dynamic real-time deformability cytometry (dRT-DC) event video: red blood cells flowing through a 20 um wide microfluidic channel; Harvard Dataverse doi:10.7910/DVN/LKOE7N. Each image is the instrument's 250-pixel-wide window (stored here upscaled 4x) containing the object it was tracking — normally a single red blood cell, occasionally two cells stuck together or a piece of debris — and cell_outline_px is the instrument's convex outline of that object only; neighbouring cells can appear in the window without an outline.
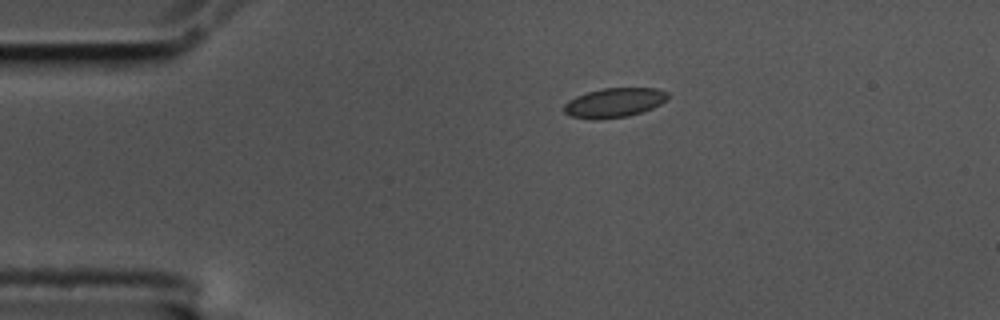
{"species": "common noctule bat (a hibernating species)", "species_latin": "Nyctalus noctula", "temperature_condition": "cold", "stored_images_in_passage": 3, "camera_frame_rate_fps": 3000, "um_per_image_px": 0.085, "animal": {"sex": "male", "body_mass_g": 17.5, "forearm_length_mm": 52.3}, "frame": {"image": 1, "passage_image": 1, "time_ms": 0.0, "image_size_px": [1000, 320], "cell_outline_px": [[668, 100], [652, 108], [628, 116], [596, 120], [568, 116], [564, 112], [564, 104], [568, 100], [576, 96], [588, 92], [604, 88], [656, 88], [668, 92]], "centroid_in_image_um": [52.2, 8.73], "position_along_channel_um": 32.8, "area_um2": 17.86}}
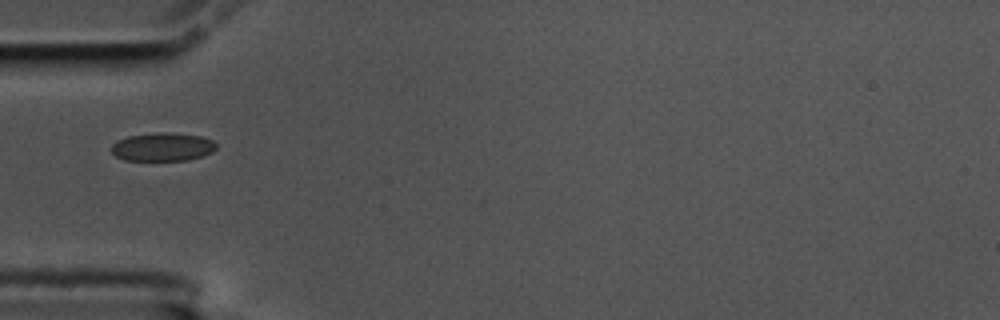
{"frame": {"image": 2, "passage_image": 3, "time_ms": 0.667, "image_size_px": [1000, 320], "cell_outline_px": [[216, 148], [212, 152], [188, 160], [124, 160], [116, 156], [112, 152], [112, 144], [116, 140], [128, 136], [160, 132], [200, 136], [212, 140], [216, 144]], "centroid_in_image_um": [13.79, 12.49], "position_along_channel_um": 71.2, "area_um2": 17.11}}